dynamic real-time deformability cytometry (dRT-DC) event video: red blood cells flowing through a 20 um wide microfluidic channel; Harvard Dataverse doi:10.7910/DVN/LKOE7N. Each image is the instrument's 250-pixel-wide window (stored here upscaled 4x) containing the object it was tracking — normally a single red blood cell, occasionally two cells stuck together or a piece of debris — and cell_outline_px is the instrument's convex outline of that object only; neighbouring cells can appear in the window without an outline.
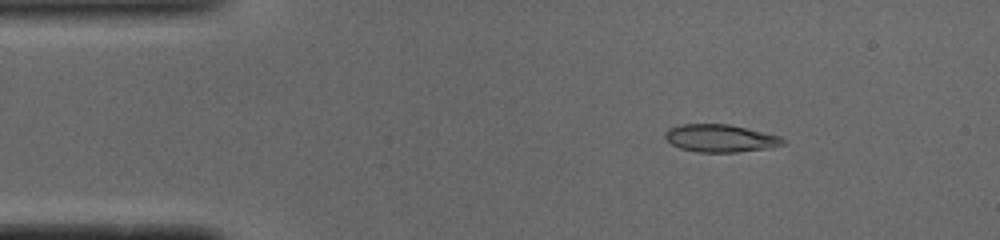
{"species": "common noctule bat (a hibernating species)", "species_latin": "Nyctalus noctula", "temperature_condition": "cold", "stored_images_in_passage": 50, "camera_frame_rate_fps": 3000, "um_per_image_px": 0.085, "animal": {"sex": "male", "body_mass_g": 19.0, "forearm_length_mm": 50.8}, "frame": {"image": 1, "passage_image": 7, "time_ms": 2.0, "image_size_px": [1000, 240], "cell_outline_px": [[784, 144], [764, 148], [736, 152], [696, 152], [680, 148], [672, 144], [664, 136], [664, 132], [668, 128], [680, 124], [728, 124], [780, 136], [784, 140]], "centroid_in_image_um": [61.16, 11.74], "position_along_channel_um": 23.8, "area_um2": 18.73}}
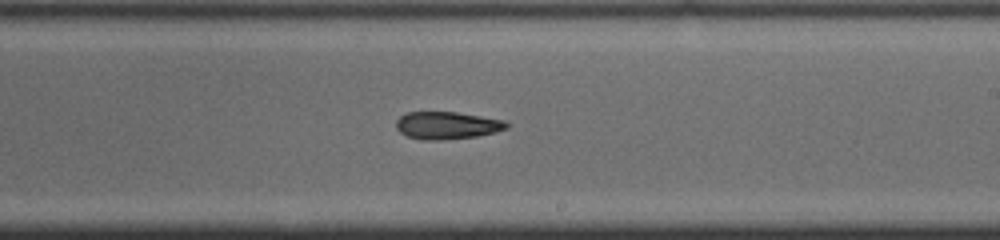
{"frame": {"image": 2, "passage_image": 29, "time_ms": 9.333, "image_size_px": [1000, 240], "cell_outline_px": [[512, 124], [508, 128], [496, 132], [476, 136], [444, 140], [420, 140], [408, 136], [400, 132], [396, 128], [396, 120], [400, 116], [408, 112], [456, 112], [504, 120]], "centroid_in_image_um": [38.01, 10.66], "position_along_channel_um": 251.0, "area_um2": 17.8}}
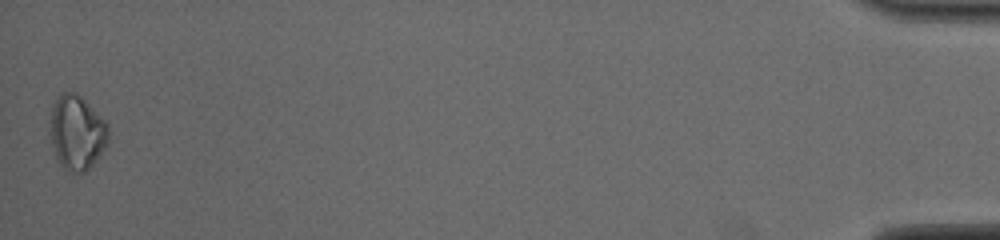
{"frame": {"image": 3, "passage_image": 50, "time_ms": 16.333, "image_size_px": [1000, 240], "cell_outline_px": [[108, 140], [104, 148], [96, 160], [84, 172], [76, 172], [64, 168], [60, 164], [56, 156], [48, 132], [52, 104], [64, 92], [76, 92], [108, 124]], "centroid_in_image_um": [6.5, 11.25], "position_along_channel_um": 428.7, "area_um2": 25.03}}